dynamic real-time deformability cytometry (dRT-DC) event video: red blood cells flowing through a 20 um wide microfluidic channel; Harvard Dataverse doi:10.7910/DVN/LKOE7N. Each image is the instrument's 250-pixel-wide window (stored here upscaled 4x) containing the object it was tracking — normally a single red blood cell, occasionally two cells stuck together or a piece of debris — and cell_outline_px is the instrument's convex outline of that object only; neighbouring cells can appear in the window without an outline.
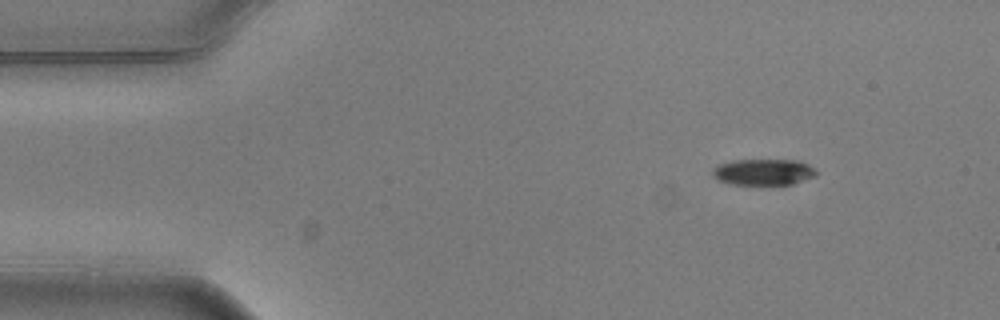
{"species": "common noctule bat (a hibernating species)", "species_latin": "Nyctalus noctula", "temperature_condition": "warm", "stored_images_in_passage": 3, "camera_frame_rate_fps": 3000, "um_per_image_px": 0.085, "animal": {"sex": "male", "body_mass_g": 20.5, "forearm_length_mm": 52.5}, "frame": {"image": 1, "passage_image": 1, "time_ms": 0.0, "image_size_px": [1000, 320], "cell_outline_px": [[816, 176], [792, 184], [732, 184], [720, 180], [712, 176], [712, 168], [720, 164], [732, 160], [796, 160], [808, 164], [816, 168]], "centroid_in_image_um": [64.9, 14.61], "position_along_channel_um": 20.1, "area_um2": 15.78}}